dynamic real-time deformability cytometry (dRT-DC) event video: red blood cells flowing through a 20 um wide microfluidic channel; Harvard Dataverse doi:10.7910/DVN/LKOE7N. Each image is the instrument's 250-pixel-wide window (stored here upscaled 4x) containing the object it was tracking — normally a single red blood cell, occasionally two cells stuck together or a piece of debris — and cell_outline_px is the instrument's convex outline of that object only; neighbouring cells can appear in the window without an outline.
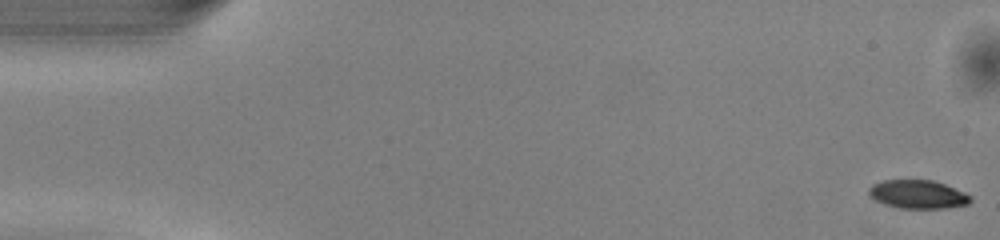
{"species": "common noctule bat (a hibernating species)", "species_latin": "Nyctalus noctula", "temperature_condition": "warm", "stored_images_in_passage": 50, "camera_frame_rate_fps": 3000, "um_per_image_px": 0.085, "animal": {"sex": "male", "body_mass_g": 13.0, "forearm_length_mm": 53.1}, "frame": {"image": 1, "passage_image": 1, "time_ms": 0.0, "image_size_px": [1000, 240], "cell_outline_px": [[972, 200], [968, 204], [944, 208], [900, 208], [884, 204], [876, 200], [868, 192], [868, 188], [872, 184], [880, 180], [932, 180], [944, 184], [964, 192], [972, 196]], "centroid_in_image_um": [78.01, 16.51], "position_along_channel_um": 7.0, "area_um2": 16.82}}
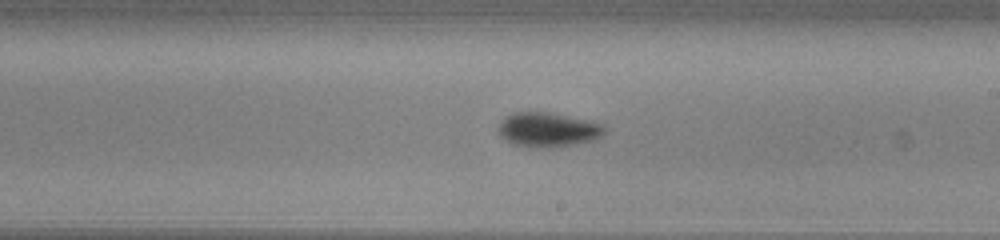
{"frame": {"image": 2, "passage_image": 29, "time_ms": 9.333, "image_size_px": [1000, 240], "cell_outline_px": [[604, 132], [596, 140], [576, 144], [552, 148], [528, 148], [512, 144], [500, 136], [496, 132], [496, 128], [500, 120], [512, 112], [548, 112], [592, 120], [604, 124]], "centroid_in_image_um": [46.53, 11.03], "position_along_channel_um": 242.5, "area_um2": 22.02}}
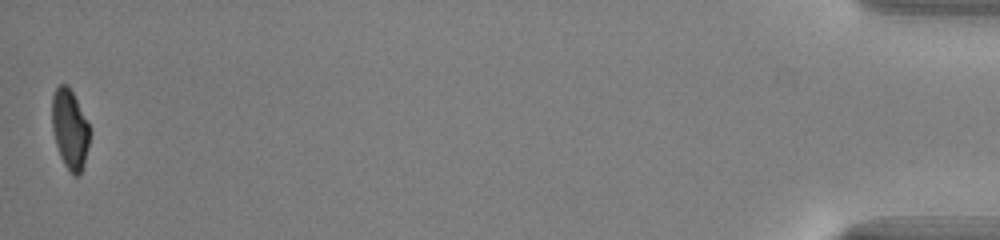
{"frame": {"image": 3, "passage_image": 50, "time_ms": 16.333, "image_size_px": [1000, 240], "cell_outline_px": [[92, 132], [84, 164], [80, 176], [72, 176], [64, 164], [60, 156], [56, 144], [52, 128], [52, 96], [56, 88], [60, 84], [68, 84], [92, 128]], "centroid_in_image_um": [5.97, 11.0], "position_along_channel_um": 429.2, "area_um2": 17.98}, "authors_computed_cell_mechanics": {"area_um2": 19.1896, "velocity_mm_per_s": 4.0981, "shape_relaxation_time_tau1_ms": 2.2889, "shape_relaxation_time_tau2_ms": 4.8282, "deformation_change_tau1": 0.123, "deformation_change_tau2": 0.0637}}